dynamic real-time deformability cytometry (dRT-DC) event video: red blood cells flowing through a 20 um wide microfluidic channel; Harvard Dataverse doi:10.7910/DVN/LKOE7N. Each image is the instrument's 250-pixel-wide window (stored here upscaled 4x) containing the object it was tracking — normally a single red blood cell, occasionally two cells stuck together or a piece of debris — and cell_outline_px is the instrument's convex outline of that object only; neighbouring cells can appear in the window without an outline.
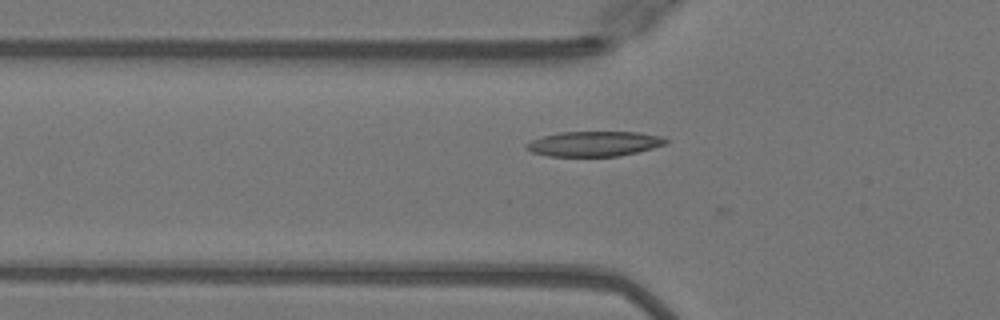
{"species": "Egyptian fruit bat (a non-hibernating species)", "species_latin": "Rousettus aegyptiacus", "temperature_condition": "warm", "stored_images_in_passage": 11, "camera_frame_rate_fps": 3000, "um_per_image_px": 0.085, "animal": {"sex": "female"}, "frame": {"image": 1, "passage_image": 10, "time_ms": 3.0, "image_size_px": [1000, 320], "cell_outline_px": [[668, 140], [664, 144], [652, 148], [620, 156], [548, 156], [532, 152], [524, 144], [532, 140], [544, 136], [560, 132], [640, 132], [660, 136]], "centroid_in_image_um": [50.5, 12.22], "position_along_channel_um": 75.3, "area_um2": 20.11}}